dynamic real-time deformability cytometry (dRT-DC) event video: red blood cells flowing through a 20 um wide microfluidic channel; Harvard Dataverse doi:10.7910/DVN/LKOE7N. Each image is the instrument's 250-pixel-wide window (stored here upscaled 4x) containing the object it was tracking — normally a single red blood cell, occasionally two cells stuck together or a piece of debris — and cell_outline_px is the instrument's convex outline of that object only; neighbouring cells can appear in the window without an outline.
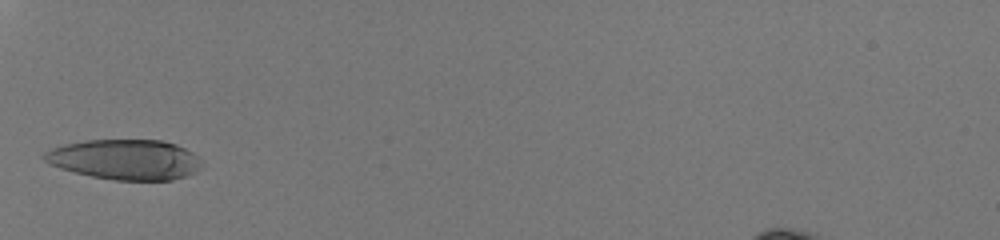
{"species": "human", "species_latin": "Homo sapiens", "temperature_condition": "room temperature", "stored_images_in_passage": 24, "camera_frame_rate_fps": 3000, "um_per_image_px": 0.085, "donor": {"sex": "male"}, "frame": {"image": 1, "passage_image": 1, "time_ms": 0.0, "image_size_px": [1000, 240], "cell_outline_px": [[204, 164], [192, 172], [184, 176], [172, 180], [116, 180], [92, 176], [60, 168], [48, 164], [44, 160], [44, 152], [52, 148], [64, 144], [84, 140], [164, 140], [176, 144], [192, 152]], "centroid_in_image_um": [10.61, 13.55], "position_along_channel_um": 74.4, "area_um2": 36.7}}